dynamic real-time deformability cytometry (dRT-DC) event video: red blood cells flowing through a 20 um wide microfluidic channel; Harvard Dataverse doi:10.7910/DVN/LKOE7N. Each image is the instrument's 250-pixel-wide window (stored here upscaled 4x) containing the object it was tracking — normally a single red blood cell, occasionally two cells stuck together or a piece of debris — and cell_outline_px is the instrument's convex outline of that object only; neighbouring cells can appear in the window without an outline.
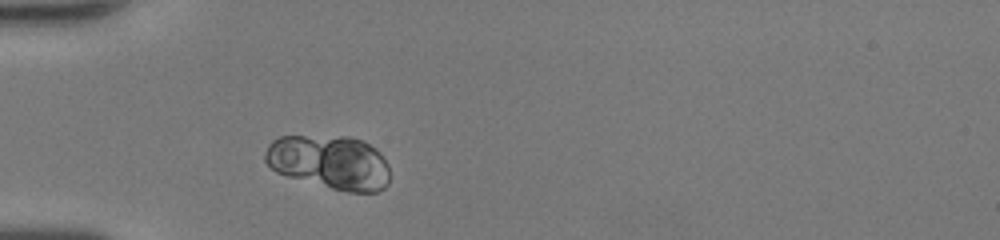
{"species": "human", "species_latin": "Homo sapiens", "temperature_condition": "room temperature", "stored_images_in_passage": 37, "camera_frame_rate_fps": 3000, "um_per_image_px": 0.085, "donor": {"sex": "female"}, "frame": {"image": 1, "passage_image": 3, "time_ms": 0.667, "image_size_px": [1000, 240], "cell_outline_px": [[388, 184], [384, 188], [376, 192], [348, 192], [332, 188], [288, 176], [276, 172], [264, 160], [264, 152], [268, 144], [272, 140], [280, 136], [348, 136], [360, 140], [368, 144], [388, 164]], "centroid_in_image_um": [27.97, 13.78], "position_along_channel_um": 57.0, "area_um2": 38.9}}
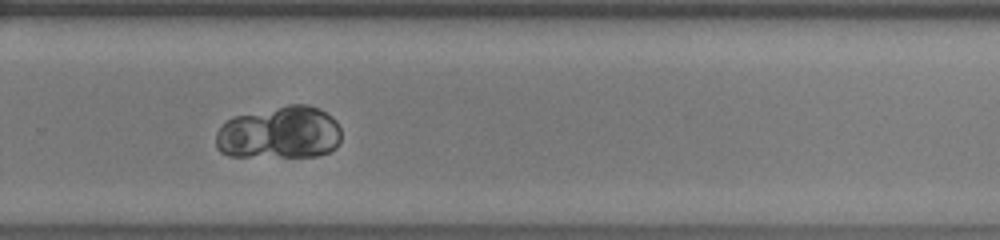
{"frame": {"image": 2, "passage_image": 22, "time_ms": 7.0, "image_size_px": [1000, 240], "cell_outline_px": [[340, 140], [336, 148], [328, 152], [316, 156], [228, 156], [220, 152], [216, 148], [216, 132], [228, 120], [236, 116], [288, 104], [308, 104], [332, 116], [336, 120], [340, 128]], "centroid_in_image_um": [23.77, 11.29], "position_along_channel_um": 306.0, "area_um2": 38.44}}
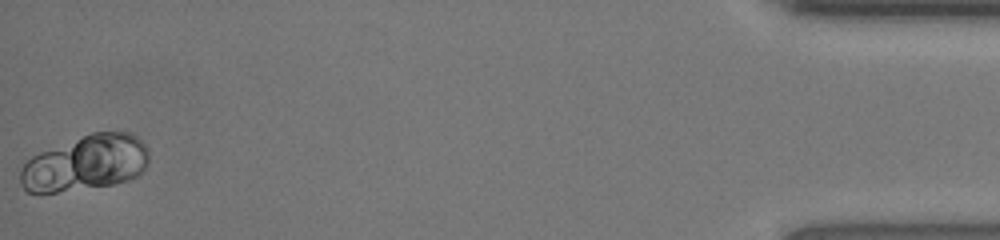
{"frame": {"image": 3, "passage_image": 37, "time_ms": 12.0, "image_size_px": [1000, 240], "cell_outline_px": [[148, 164], [136, 176], [128, 180], [112, 184], [56, 192], [28, 192], [20, 184], [20, 172], [24, 164], [32, 156], [40, 152], [92, 132], [132, 132], [144, 144], [148, 152]], "centroid_in_image_um": [7.27, 13.85], "position_along_channel_um": 427.9, "area_um2": 41.1}}